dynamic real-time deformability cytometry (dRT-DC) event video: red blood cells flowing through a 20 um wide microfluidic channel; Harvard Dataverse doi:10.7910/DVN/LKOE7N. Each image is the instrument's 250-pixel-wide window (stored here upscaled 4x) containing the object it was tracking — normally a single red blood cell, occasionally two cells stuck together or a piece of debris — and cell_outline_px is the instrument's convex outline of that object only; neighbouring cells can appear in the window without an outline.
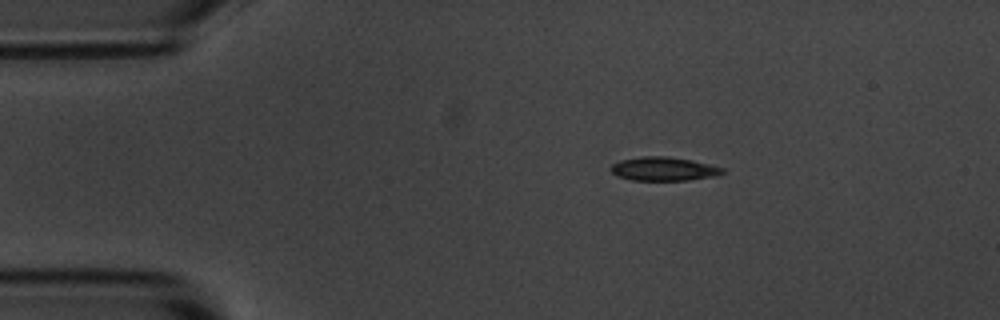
{"species": "common noctule bat (a hibernating species)", "species_latin": "Nyctalus noctula", "temperature_condition": "room temperature", "stored_images_in_passage": 47, "camera_frame_rate_fps": 3000, "um_per_image_px": 0.085, "animal": {"sex": "male", "body_mass_g": 20.1, "forearm_length_mm": 53.5}, "frame": {"image": 1, "passage_image": 1, "time_ms": 0.0, "image_size_px": [1000, 320], "cell_outline_px": [[728, 172], [716, 176], [688, 180], [632, 180], [616, 176], [608, 168], [612, 164], [620, 160], [644, 156], [668, 156], [692, 160], [724, 168]], "centroid_in_image_um": [56.42, 14.35], "position_along_channel_um": 28.6, "area_um2": 15.61}}
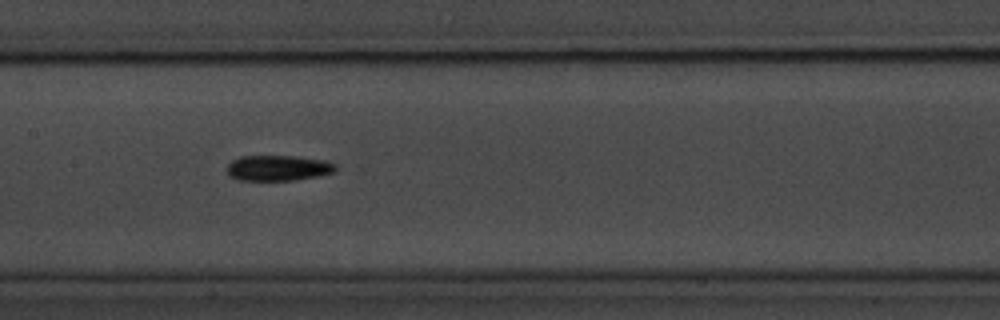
{"frame": {"image": 2, "passage_image": 18, "time_ms": 5.667, "image_size_px": [1000, 320], "cell_outline_px": [[336, 168], [332, 172], [316, 176], [296, 180], [236, 180], [228, 176], [228, 164], [232, 160], [240, 156], [296, 156], [328, 160], [336, 164]], "centroid_in_image_um": [23.62, 14.27], "position_along_channel_um": 183.8, "area_um2": 16.24}}
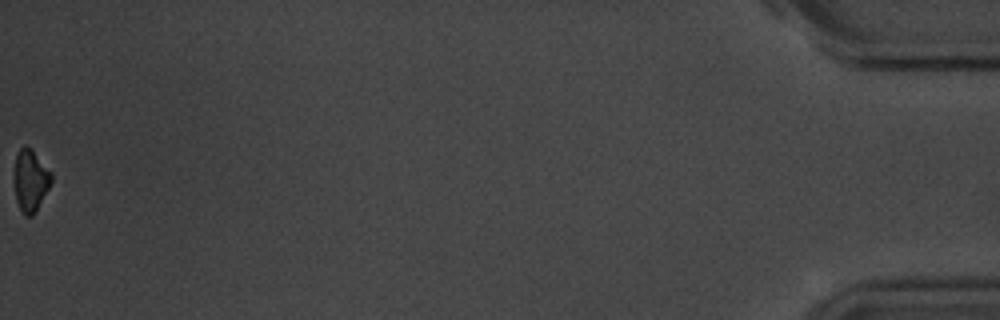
{"frame": {"image": 3, "passage_image": 47, "time_ms": 15.333, "image_size_px": [1000, 320], "cell_outline_px": [[52, 180], [48, 188], [32, 216], [24, 216], [16, 200], [16, 156], [20, 148], [24, 144], [52, 172]], "centroid_in_image_um": [2.61, 15.36], "position_along_channel_um": 432.6, "area_um2": 12.6}, "authors_computed_cell_mechanics": {"area_um2": 15.317, "velocity_mm_per_s": 3.6222, "shape_relaxation_time_tau1_ms": 2.7525, "shape_relaxation_time_tau2_ms": null, "deformation_change_tau1": 0.1234, "deformation_change_tau2": null}}